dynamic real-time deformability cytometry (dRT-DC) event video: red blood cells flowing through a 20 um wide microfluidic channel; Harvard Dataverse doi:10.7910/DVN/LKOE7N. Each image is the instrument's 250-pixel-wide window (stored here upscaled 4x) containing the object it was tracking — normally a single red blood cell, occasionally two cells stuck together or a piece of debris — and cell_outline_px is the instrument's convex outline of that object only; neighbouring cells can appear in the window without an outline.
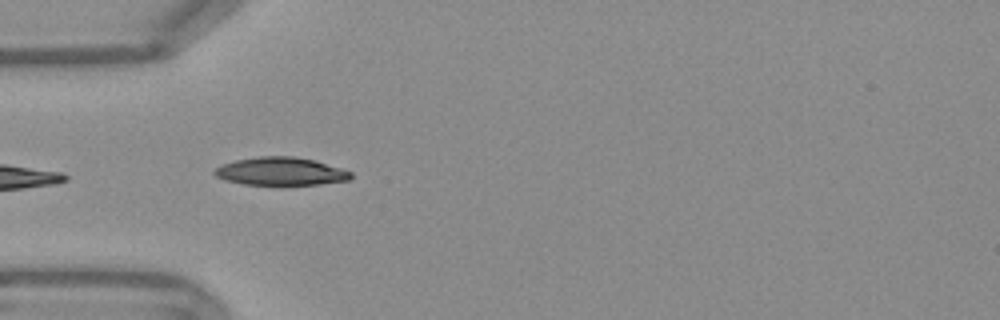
{"species": "Egyptian fruit bat (a non-hibernating species)", "species_latin": "Rousettus aegyptiacus", "temperature_condition": "warm", "stored_images_in_passage": 31, "camera_frame_rate_fps": 3000, "um_per_image_px": 0.085, "frame": {"image": 1, "passage_image": 1, "time_ms": 0.0, "image_size_px": [1000, 320], "cell_outline_px": [[352, 176], [348, 180], [320, 184], [244, 184], [224, 180], [216, 176], [212, 172], [220, 164], [236, 160], [260, 156], [292, 156], [316, 160], [352, 172]], "centroid_in_image_um": [23.84, 14.55], "position_along_channel_um": 61.2, "area_um2": 22.14}, "authors_computed_cell_mechanics": {"area_um2": 21.386, "velocity_mm_per_s": 3.7739, "shape_relaxation_time_tau1_ms": null, "shape_relaxation_time_tau2_ms": 3.3251, "deformation_change_tau1": null, "deformation_change_tau2": 0.0675}}